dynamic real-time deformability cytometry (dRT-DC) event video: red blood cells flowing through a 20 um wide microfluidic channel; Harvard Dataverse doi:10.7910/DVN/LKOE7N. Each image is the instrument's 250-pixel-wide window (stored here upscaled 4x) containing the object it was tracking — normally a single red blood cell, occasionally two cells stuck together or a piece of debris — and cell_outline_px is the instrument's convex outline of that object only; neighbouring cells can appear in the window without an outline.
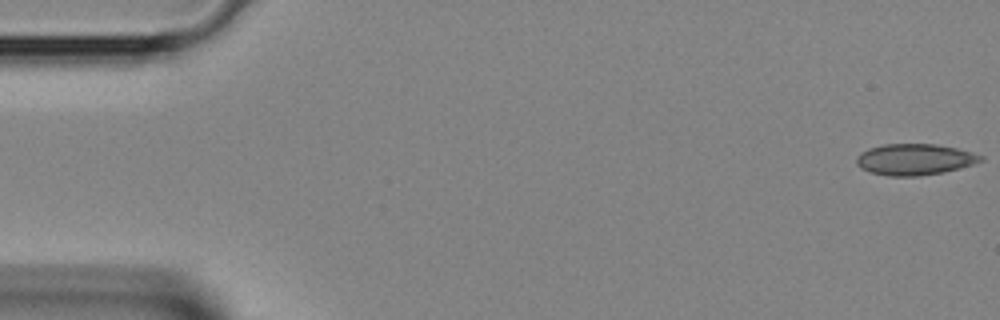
{"species": "Egyptian fruit bat (a non-hibernating species)", "species_latin": "Rousettus aegyptiacus", "temperature_condition": "room temperature", "stored_images_in_passage": 8, "camera_frame_rate_fps": 3000, "um_per_image_px": 0.085, "animal": {"sex": "female"}, "frame": {"image": 1, "passage_image": 1, "time_ms": 0.0, "image_size_px": [1000, 320], "cell_outline_px": [[984, 160], [960, 168], [944, 172], [916, 176], [888, 176], [872, 172], [860, 168], [856, 164], [856, 156], [860, 152], [868, 148], [884, 144], [936, 144], [956, 148], [972, 152], [984, 156]], "centroid_in_image_um": [77.73, 13.54], "position_along_channel_um": 7.3, "area_um2": 22.66}}